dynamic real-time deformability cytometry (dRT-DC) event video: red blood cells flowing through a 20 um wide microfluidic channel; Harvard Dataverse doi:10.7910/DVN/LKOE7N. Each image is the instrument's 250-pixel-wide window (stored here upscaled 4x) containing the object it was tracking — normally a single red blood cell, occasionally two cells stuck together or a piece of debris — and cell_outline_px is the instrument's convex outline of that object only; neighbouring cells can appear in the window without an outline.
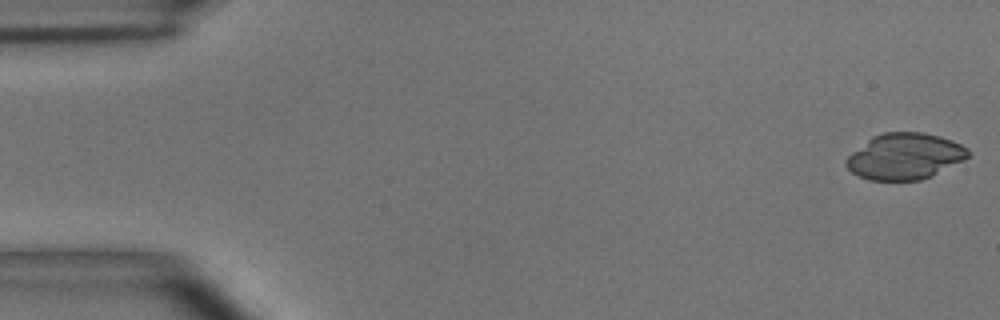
{"species": "common noctule bat (a hibernating species)", "species_latin": "Nyctalus noctula", "temperature_condition": "room temperature", "stored_images_in_passage": 19, "camera_frame_rate_fps": 3000, "um_per_image_px": 0.085, "animal": {"sex": "male", "body_mass_g": 15.6}, "frame": {"image": 1, "passage_image": 1, "time_ms": 0.0, "image_size_px": [1000, 320], "cell_outline_px": [[972, 152], [964, 160], [932, 176], [920, 180], [868, 180], [852, 172], [844, 164], [844, 160], [852, 152], [872, 136], [884, 132], [924, 132], [940, 136], [952, 140], [968, 148]], "centroid_in_image_um": [76.92, 13.28], "position_along_channel_um": 8.1, "area_um2": 32.95}}